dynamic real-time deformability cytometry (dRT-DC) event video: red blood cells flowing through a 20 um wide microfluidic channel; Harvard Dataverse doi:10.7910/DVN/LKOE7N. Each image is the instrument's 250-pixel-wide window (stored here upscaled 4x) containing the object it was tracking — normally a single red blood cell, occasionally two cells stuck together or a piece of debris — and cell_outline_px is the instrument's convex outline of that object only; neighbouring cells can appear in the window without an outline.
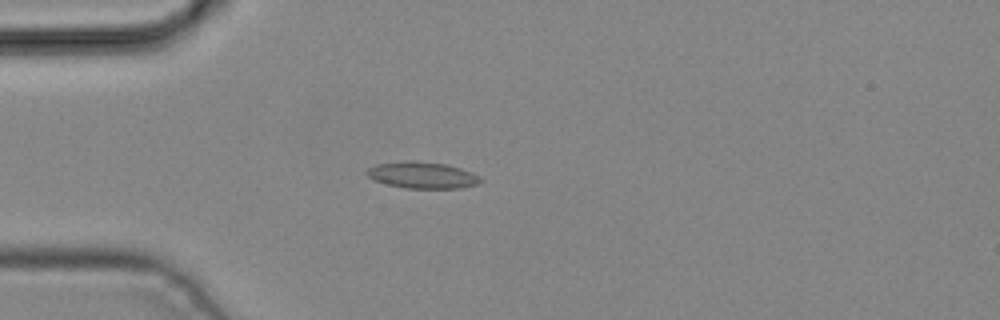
{"species": "common noctule bat (a hibernating species)", "species_latin": "Nyctalus noctula", "temperature_condition": "cold", "stored_images_in_passage": 3, "camera_frame_rate_fps": 3000, "um_per_image_px": 0.085, "animal": {"sex": "male", "body_mass_g": 19.2, "forearm_length_mm": 51.8}, "frame": {"image": 1, "passage_image": 3, "time_ms": 0.667, "image_size_px": [1000, 320], "cell_outline_px": [[484, 180], [476, 184], [460, 188], [404, 188], [388, 184], [376, 180], [368, 176], [364, 172], [368, 168], [376, 164], [412, 160], [416, 160], [444, 164], [460, 168], [472, 172], [480, 176]], "centroid_in_image_um": [35.91, 14.88], "position_along_channel_um": 49.1, "area_um2": 17.51}}